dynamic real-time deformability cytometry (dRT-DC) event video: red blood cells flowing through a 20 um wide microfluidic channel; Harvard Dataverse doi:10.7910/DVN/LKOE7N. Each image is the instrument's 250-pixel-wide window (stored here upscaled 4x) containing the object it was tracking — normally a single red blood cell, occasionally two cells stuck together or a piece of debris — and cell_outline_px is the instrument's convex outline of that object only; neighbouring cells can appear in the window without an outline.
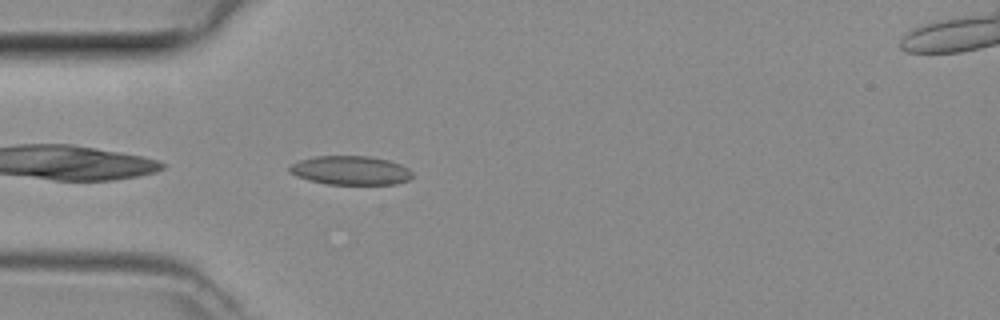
{"species": "common noctule bat (a hibernating species)", "species_latin": "Nyctalus noctula", "temperature_condition": "room temperature", "stored_images_in_passage": 35, "camera_frame_rate_fps": 3000, "um_per_image_px": 0.085, "animal": {"sex": "female", "body_mass_g": 29.2, "forearm_length_mm": 56.3}, "frame": {"image": 1, "passage_image": 1, "time_ms": 0.0, "image_size_px": [1000, 320], "cell_outline_px": [[412, 176], [408, 180], [396, 184], [328, 184], [308, 180], [296, 176], [288, 172], [288, 168], [292, 164], [300, 160], [316, 156], [368, 156], [388, 160], [400, 164], [408, 168], [412, 172]], "centroid_in_image_um": [29.78, 14.48], "position_along_channel_um": 55.2, "area_um2": 20.69}}
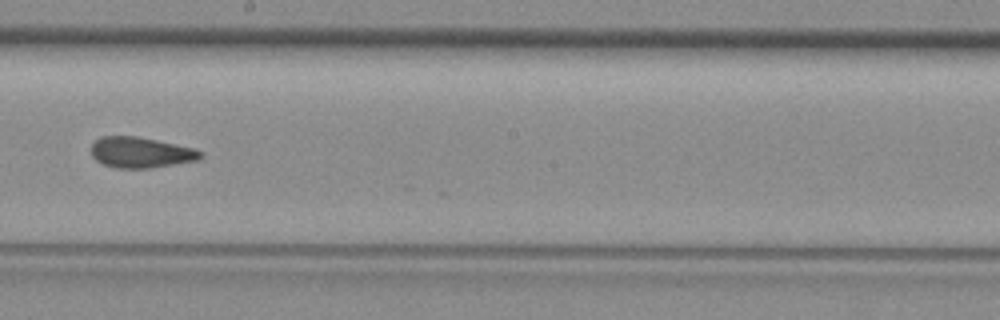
{"frame": {"image": 2, "passage_image": 14, "time_ms": 4.333, "image_size_px": [1000, 320], "cell_outline_px": [[204, 156], [200, 160], [152, 168], [116, 168], [104, 164], [96, 160], [92, 156], [92, 144], [100, 136], [136, 136], [156, 140], [192, 148], [204, 152]], "centroid_in_image_um": [11.99, 12.97], "position_along_channel_um": 236.2, "area_um2": 19.59}}
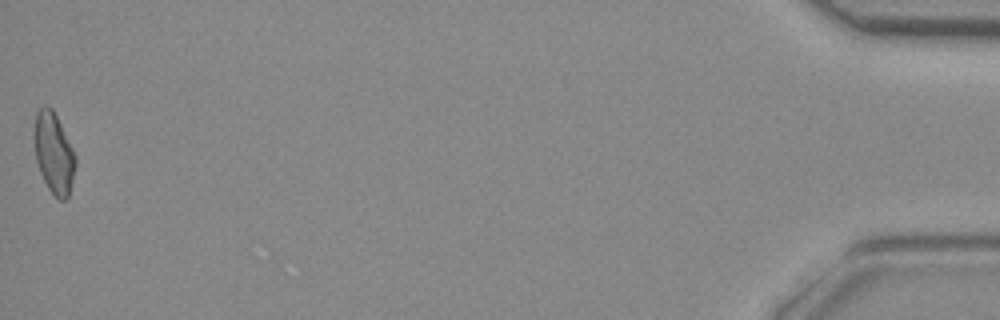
{"frame": {"image": 3, "passage_image": 35, "time_ms": 11.333, "image_size_px": [1000, 320], "cell_outline_px": [[76, 164], [68, 196], [64, 200], [60, 200], [48, 188], [40, 172], [36, 160], [32, 136], [36, 112], [40, 108], [52, 108], [76, 156]], "centroid_in_image_um": [4.54, 13.01], "position_along_channel_um": 430.7, "area_um2": 19.19}}